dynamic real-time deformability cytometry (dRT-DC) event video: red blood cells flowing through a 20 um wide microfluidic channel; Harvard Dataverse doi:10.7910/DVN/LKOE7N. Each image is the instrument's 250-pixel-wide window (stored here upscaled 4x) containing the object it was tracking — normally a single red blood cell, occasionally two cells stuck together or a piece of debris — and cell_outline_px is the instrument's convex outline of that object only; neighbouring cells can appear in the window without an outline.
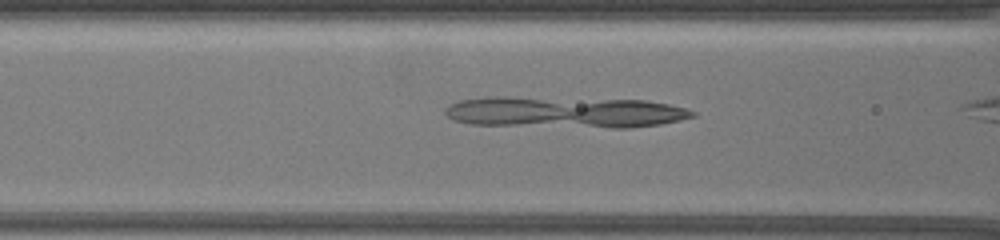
{"species": "common noctule bat (a hibernating species)", "species_latin": "Nyctalus noctula", "temperature_condition": "warm", "stored_images_in_passage": 37, "camera_frame_rate_fps": 3000, "um_per_image_px": 0.085, "animal": {"sex": "female", "body_mass_g": 19.5, "forearm_length_mm": 54.1}, "frame": {"image": 1, "passage_image": 6, "time_ms": 1.667, "image_size_px": [1000, 240], "cell_outline_px": [[696, 116], [680, 120], [660, 124], [628, 128], [612, 128], [468, 124], [452, 120], [444, 112], [444, 108], [448, 104], [460, 100], [484, 96], [508, 96], [644, 100], [668, 104], [684, 108], [696, 112]], "centroid_in_image_um": [47.95, 9.53], "position_along_channel_um": 118.7, "area_um2": 45.78}}
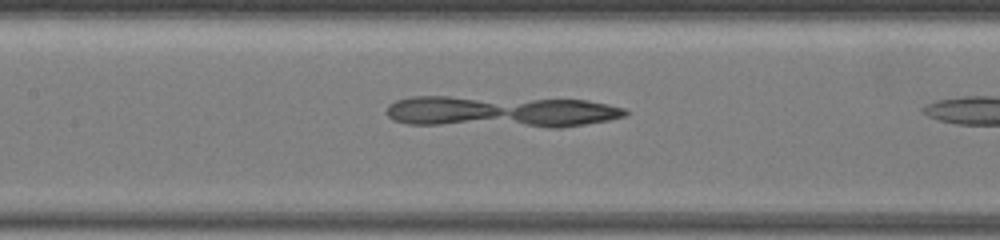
{"frame": {"image": 2, "passage_image": 11, "time_ms": 3.333, "image_size_px": [1000, 240], "cell_outline_px": [[628, 112], [624, 116], [608, 120], [560, 128], [548, 128], [408, 124], [392, 120], [384, 112], [388, 104], [396, 100], [412, 96], [448, 96], [588, 100], [608, 104], [624, 108]], "centroid_in_image_um": [42.52, 9.5], "position_along_channel_um": 164.9, "area_um2": 44.68}}